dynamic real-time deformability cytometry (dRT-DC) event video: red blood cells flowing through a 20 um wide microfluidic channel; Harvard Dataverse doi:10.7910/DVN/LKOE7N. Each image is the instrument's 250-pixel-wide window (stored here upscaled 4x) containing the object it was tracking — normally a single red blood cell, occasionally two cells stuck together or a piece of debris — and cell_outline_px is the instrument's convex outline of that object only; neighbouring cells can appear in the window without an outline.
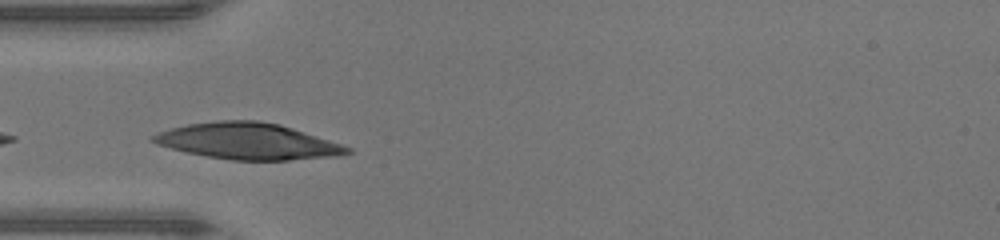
{"species": "human", "species_latin": "Homo sapiens", "temperature_condition": "warm", "stored_images_in_passage": 25, "camera_frame_rate_fps": 3000, "um_per_image_px": 0.085, "donor": {"sex": "male"}, "frame": {"image": 1, "passage_image": 1, "time_ms": 0.0, "image_size_px": [1000, 240], "cell_outline_px": [[352, 152], [340, 156], [288, 160], [232, 160], [208, 156], [188, 152], [156, 144], [148, 140], [152, 136], [160, 132], [172, 128], [188, 124], [216, 120], [256, 120], [280, 124], [352, 148]], "centroid_in_image_um": [21.08, 12.0], "position_along_channel_um": 63.9, "area_um2": 40.69}}
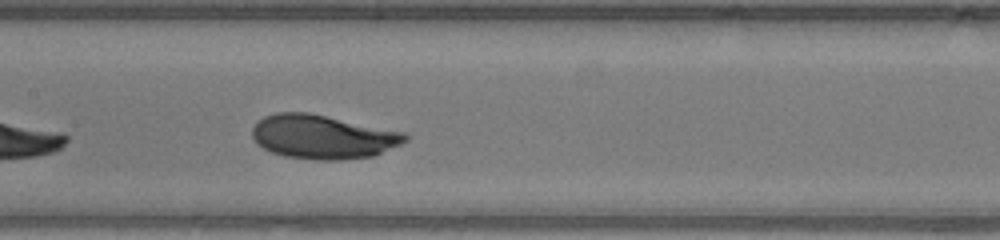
{"frame": {"image": 2, "passage_image": 9, "time_ms": 2.667, "image_size_px": [1000, 240], "cell_outline_px": [[408, 140], [400, 144], [372, 156], [340, 160], [316, 160], [284, 156], [272, 152], [256, 144], [252, 136], [252, 128], [264, 116], [276, 112], [308, 112], [408, 132]], "centroid_in_image_um": [27.45, 11.62], "position_along_channel_um": 180.0, "area_um2": 39.36}}
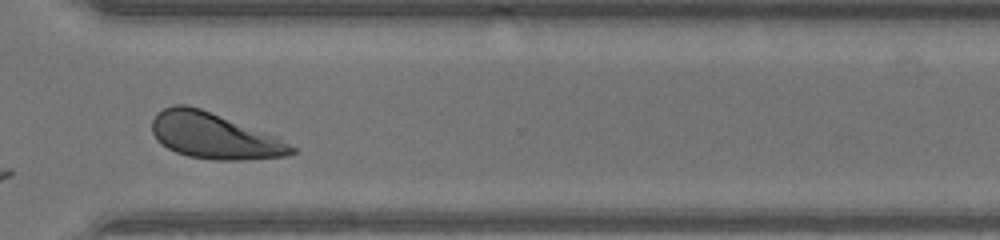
{"frame": {"image": 3, "passage_image": 21, "time_ms": 6.667, "image_size_px": [1000, 240], "cell_outline_px": [[296, 152], [288, 156], [240, 160], [212, 160], [188, 156], [176, 152], [160, 144], [156, 140], [152, 132], [152, 120], [156, 112], [172, 104], [188, 104], [200, 108], [280, 136], [296, 148]], "centroid_in_image_um": [18.23, 11.54], "position_along_channel_um": 352.4, "area_um2": 37.97}, "authors_computed_cell_mechanics": {"area_um2": 38.3792, "velocity_mm_per_s": 4.3225, "shape_relaxation_time_tau1_ms": 2.8059, "shape_relaxation_time_tau2_ms": null, "deformation_change_tau1": 0.1815, "deformation_change_tau2": null}}